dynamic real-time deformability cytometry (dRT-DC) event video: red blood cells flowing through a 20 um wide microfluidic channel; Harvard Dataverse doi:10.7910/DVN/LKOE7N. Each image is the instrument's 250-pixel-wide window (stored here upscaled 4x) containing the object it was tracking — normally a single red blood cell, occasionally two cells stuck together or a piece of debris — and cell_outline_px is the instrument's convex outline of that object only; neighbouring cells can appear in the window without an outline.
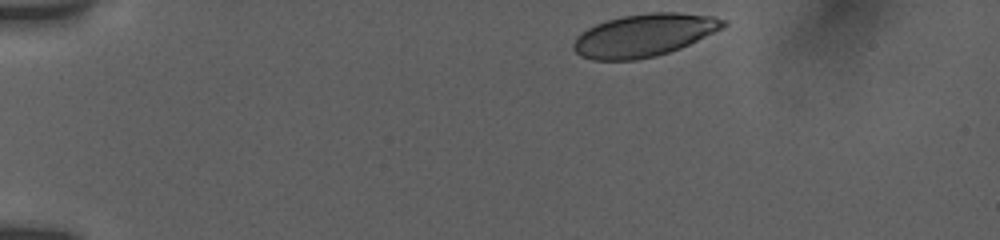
{"species": "human", "species_latin": "Homo sapiens", "temperature_condition": "room temperature", "stored_images_in_passage": 17, "camera_frame_rate_fps": 3000, "um_per_image_px": 0.085, "donor": {"sex": "female"}, "frame": {"image": 1, "passage_image": 1, "time_ms": 0.0, "image_size_px": [1000, 240], "cell_outline_px": [[728, 24], [724, 28], [680, 48], [656, 56], [636, 60], [592, 60], [580, 56], [572, 48], [572, 44], [576, 36], [580, 32], [596, 24], [608, 20], [624, 16], [652, 12], [680, 12], [712, 16], [728, 20]], "centroid_in_image_um": [54.75, 2.99], "position_along_channel_um": 30.3, "area_um2": 37.4}}
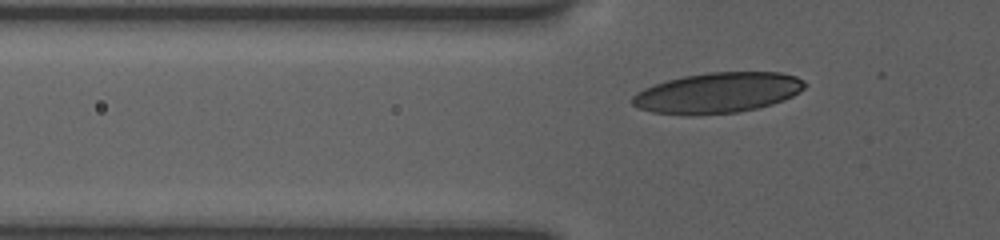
{"frame": {"image": 2, "passage_image": 8, "time_ms": 3.0, "image_size_px": [1000, 240], "cell_outline_px": [[808, 84], [800, 92], [784, 100], [772, 104], [756, 108], [736, 112], [692, 116], [688, 116], [652, 112], [636, 108], [632, 104], [632, 96], [636, 92], [644, 88], [668, 80], [684, 76], [708, 72], [780, 72], [796, 76], [804, 80]], "centroid_in_image_um": [61.0, 7.89], "position_along_channel_um": 64.8, "area_um2": 40.98}}
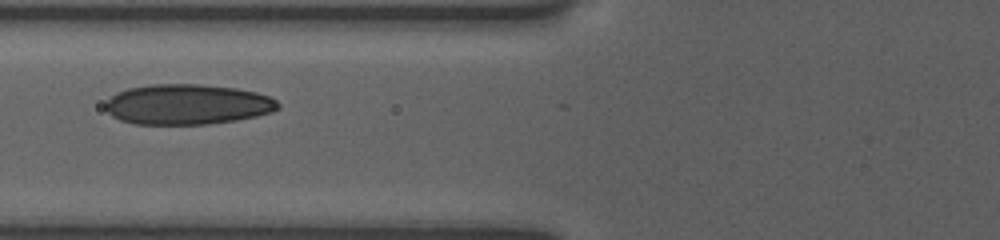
{"frame": {"image": 3, "passage_image": 15, "time_ms": 4.333, "image_size_px": [1000, 240], "cell_outline_px": [[280, 108], [272, 112], [256, 116], [236, 120], [208, 124], [132, 124], [120, 120], [112, 116], [104, 108], [104, 104], [116, 92], [128, 88], [152, 84], [200, 84], [236, 88], [256, 92], [268, 96], [276, 100], [280, 104]], "centroid_in_image_um": [15.91, 8.87], "position_along_channel_um": 109.9, "area_um2": 40.75}}